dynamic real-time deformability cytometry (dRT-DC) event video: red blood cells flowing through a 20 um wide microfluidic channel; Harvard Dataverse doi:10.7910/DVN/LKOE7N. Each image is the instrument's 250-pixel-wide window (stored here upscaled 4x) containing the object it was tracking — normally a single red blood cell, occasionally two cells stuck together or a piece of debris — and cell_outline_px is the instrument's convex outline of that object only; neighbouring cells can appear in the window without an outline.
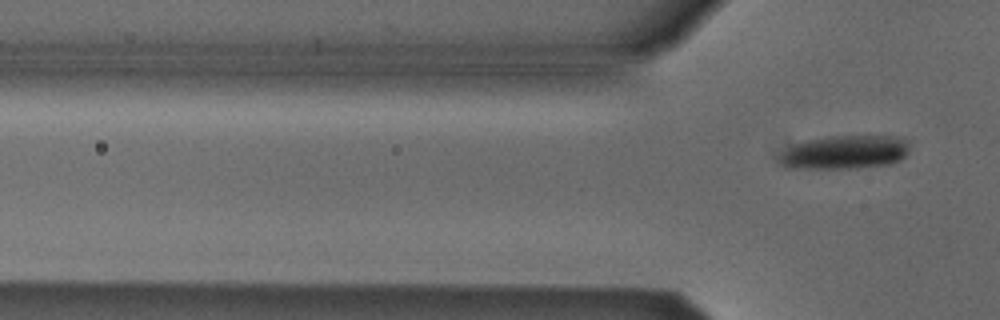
{"species": "Egyptian fruit bat (a non-hibernating species)", "species_latin": "Rousettus aegyptiacus", "temperature_condition": "cold", "stored_images_in_passage": 4, "camera_frame_rate_fps": 3000, "um_per_image_px": 0.085, "animal": {"sex": "male"}, "frame": {"image": 1, "passage_image": 4, "time_ms": 1.0, "image_size_px": [1000, 320], "cell_outline_px": [[908, 152], [900, 160], [888, 164], [856, 168], [784, 168], [780, 164], [780, 156], [792, 144], [808, 140], [828, 136], [904, 136], [908, 140]], "centroid_in_image_um": [71.83, 12.93], "position_along_channel_um": 54.0, "area_um2": 25.61}}